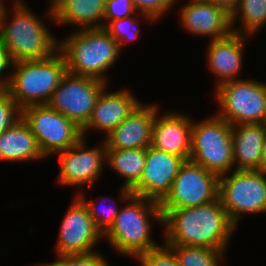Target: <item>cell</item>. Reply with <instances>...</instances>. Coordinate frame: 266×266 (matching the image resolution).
Instances as JSON below:
<instances>
[{"label":"cell","mask_w":266,"mask_h":266,"mask_svg":"<svg viewBox=\"0 0 266 266\" xmlns=\"http://www.w3.org/2000/svg\"><path fill=\"white\" fill-rule=\"evenodd\" d=\"M156 113L151 146L188 161L191 150L193 119L180 113ZM159 115V116H158Z\"/></svg>","instance_id":"obj_17"},{"label":"cell","mask_w":266,"mask_h":266,"mask_svg":"<svg viewBox=\"0 0 266 266\" xmlns=\"http://www.w3.org/2000/svg\"><path fill=\"white\" fill-rule=\"evenodd\" d=\"M105 4L106 0H60L48 7L45 17L61 25H78V29L103 28Z\"/></svg>","instance_id":"obj_21"},{"label":"cell","mask_w":266,"mask_h":266,"mask_svg":"<svg viewBox=\"0 0 266 266\" xmlns=\"http://www.w3.org/2000/svg\"><path fill=\"white\" fill-rule=\"evenodd\" d=\"M60 0H50V8L54 7Z\"/></svg>","instance_id":"obj_37"},{"label":"cell","mask_w":266,"mask_h":266,"mask_svg":"<svg viewBox=\"0 0 266 266\" xmlns=\"http://www.w3.org/2000/svg\"><path fill=\"white\" fill-rule=\"evenodd\" d=\"M13 64L7 50L0 41V91H7L10 83V77H2L5 70H9ZM4 78V79H3Z\"/></svg>","instance_id":"obj_33"},{"label":"cell","mask_w":266,"mask_h":266,"mask_svg":"<svg viewBox=\"0 0 266 266\" xmlns=\"http://www.w3.org/2000/svg\"><path fill=\"white\" fill-rule=\"evenodd\" d=\"M107 85L95 78L66 72L48 105L82 129L88 123L96 101Z\"/></svg>","instance_id":"obj_10"},{"label":"cell","mask_w":266,"mask_h":266,"mask_svg":"<svg viewBox=\"0 0 266 266\" xmlns=\"http://www.w3.org/2000/svg\"><path fill=\"white\" fill-rule=\"evenodd\" d=\"M85 137L59 153L58 182L67 186H90L102 175L106 160V146L86 148ZM88 149V150H87ZM104 163V164H103Z\"/></svg>","instance_id":"obj_13"},{"label":"cell","mask_w":266,"mask_h":266,"mask_svg":"<svg viewBox=\"0 0 266 266\" xmlns=\"http://www.w3.org/2000/svg\"><path fill=\"white\" fill-rule=\"evenodd\" d=\"M146 149H106V165L125 179L123 186L131 189L141 178Z\"/></svg>","instance_id":"obj_23"},{"label":"cell","mask_w":266,"mask_h":266,"mask_svg":"<svg viewBox=\"0 0 266 266\" xmlns=\"http://www.w3.org/2000/svg\"><path fill=\"white\" fill-rule=\"evenodd\" d=\"M239 19L240 26L234 30V23ZM243 24V25H241ZM266 24V0H240L231 13L232 32L250 36ZM244 28V29H243Z\"/></svg>","instance_id":"obj_24"},{"label":"cell","mask_w":266,"mask_h":266,"mask_svg":"<svg viewBox=\"0 0 266 266\" xmlns=\"http://www.w3.org/2000/svg\"><path fill=\"white\" fill-rule=\"evenodd\" d=\"M216 5L224 7L230 14L237 7L240 0H208Z\"/></svg>","instance_id":"obj_34"},{"label":"cell","mask_w":266,"mask_h":266,"mask_svg":"<svg viewBox=\"0 0 266 266\" xmlns=\"http://www.w3.org/2000/svg\"><path fill=\"white\" fill-rule=\"evenodd\" d=\"M60 225L55 252L59 256L93 253L103 235L92 221L88 208L76 195Z\"/></svg>","instance_id":"obj_12"},{"label":"cell","mask_w":266,"mask_h":266,"mask_svg":"<svg viewBox=\"0 0 266 266\" xmlns=\"http://www.w3.org/2000/svg\"><path fill=\"white\" fill-rule=\"evenodd\" d=\"M120 190L119 200L127 201L128 204L125 203L120 209L113 225L103 237L118 253L137 259L158 246L151 238V219L162 223L160 203L132 195L131 190L124 186Z\"/></svg>","instance_id":"obj_2"},{"label":"cell","mask_w":266,"mask_h":266,"mask_svg":"<svg viewBox=\"0 0 266 266\" xmlns=\"http://www.w3.org/2000/svg\"><path fill=\"white\" fill-rule=\"evenodd\" d=\"M265 139L266 123L232 125L234 170H259Z\"/></svg>","instance_id":"obj_20"},{"label":"cell","mask_w":266,"mask_h":266,"mask_svg":"<svg viewBox=\"0 0 266 266\" xmlns=\"http://www.w3.org/2000/svg\"><path fill=\"white\" fill-rule=\"evenodd\" d=\"M22 118L35 135L45 157L75 145L82 129L48 104L31 105L22 109Z\"/></svg>","instance_id":"obj_9"},{"label":"cell","mask_w":266,"mask_h":266,"mask_svg":"<svg viewBox=\"0 0 266 266\" xmlns=\"http://www.w3.org/2000/svg\"><path fill=\"white\" fill-rule=\"evenodd\" d=\"M219 198L236 225L242 214L266 212V174L258 170H233L219 179Z\"/></svg>","instance_id":"obj_8"},{"label":"cell","mask_w":266,"mask_h":266,"mask_svg":"<svg viewBox=\"0 0 266 266\" xmlns=\"http://www.w3.org/2000/svg\"><path fill=\"white\" fill-rule=\"evenodd\" d=\"M136 260L141 266H180L173 249L165 243L141 254Z\"/></svg>","instance_id":"obj_28"},{"label":"cell","mask_w":266,"mask_h":266,"mask_svg":"<svg viewBox=\"0 0 266 266\" xmlns=\"http://www.w3.org/2000/svg\"><path fill=\"white\" fill-rule=\"evenodd\" d=\"M180 266H221L225 251L187 245H169Z\"/></svg>","instance_id":"obj_25"},{"label":"cell","mask_w":266,"mask_h":266,"mask_svg":"<svg viewBox=\"0 0 266 266\" xmlns=\"http://www.w3.org/2000/svg\"><path fill=\"white\" fill-rule=\"evenodd\" d=\"M52 263L37 264L38 266H110L107 259L98 251L86 254L57 255Z\"/></svg>","instance_id":"obj_29"},{"label":"cell","mask_w":266,"mask_h":266,"mask_svg":"<svg viewBox=\"0 0 266 266\" xmlns=\"http://www.w3.org/2000/svg\"><path fill=\"white\" fill-rule=\"evenodd\" d=\"M134 13L137 12L132 0H106L104 26L108 21L127 18L134 15Z\"/></svg>","instance_id":"obj_32"},{"label":"cell","mask_w":266,"mask_h":266,"mask_svg":"<svg viewBox=\"0 0 266 266\" xmlns=\"http://www.w3.org/2000/svg\"><path fill=\"white\" fill-rule=\"evenodd\" d=\"M247 39L245 35L232 32L225 38L210 40L206 57L210 71L219 80L215 89L226 82L239 80L237 76L241 72Z\"/></svg>","instance_id":"obj_19"},{"label":"cell","mask_w":266,"mask_h":266,"mask_svg":"<svg viewBox=\"0 0 266 266\" xmlns=\"http://www.w3.org/2000/svg\"><path fill=\"white\" fill-rule=\"evenodd\" d=\"M258 171H261L264 174H266V139L264 142V146H263V150H262V157H261V161H260V167H259Z\"/></svg>","instance_id":"obj_35"},{"label":"cell","mask_w":266,"mask_h":266,"mask_svg":"<svg viewBox=\"0 0 266 266\" xmlns=\"http://www.w3.org/2000/svg\"><path fill=\"white\" fill-rule=\"evenodd\" d=\"M185 161L178 156L146 148L145 166L140 180L130 189L132 195L161 203L169 194L180 166Z\"/></svg>","instance_id":"obj_14"},{"label":"cell","mask_w":266,"mask_h":266,"mask_svg":"<svg viewBox=\"0 0 266 266\" xmlns=\"http://www.w3.org/2000/svg\"><path fill=\"white\" fill-rule=\"evenodd\" d=\"M138 18L136 15H132L127 18L112 20L103 27L117 41L121 51L124 44L137 39L140 32Z\"/></svg>","instance_id":"obj_26"},{"label":"cell","mask_w":266,"mask_h":266,"mask_svg":"<svg viewBox=\"0 0 266 266\" xmlns=\"http://www.w3.org/2000/svg\"><path fill=\"white\" fill-rule=\"evenodd\" d=\"M217 115L229 124L266 123V83L245 79L216 88Z\"/></svg>","instance_id":"obj_7"},{"label":"cell","mask_w":266,"mask_h":266,"mask_svg":"<svg viewBox=\"0 0 266 266\" xmlns=\"http://www.w3.org/2000/svg\"><path fill=\"white\" fill-rule=\"evenodd\" d=\"M77 196L83 201L85 206L88 208L89 214L91 216L92 221L95 223L96 228L100 231L102 235H104L110 227L113 225L116 215L119 213L120 209L112 208V207H103L101 211L98 210V206H96L97 202H94L92 199L90 201L86 200L85 195L81 193H77ZM104 201V200H103ZM107 202V201H105ZM102 202H100L101 204ZM114 206L117 205L114 203ZM107 206V205H106Z\"/></svg>","instance_id":"obj_27"},{"label":"cell","mask_w":266,"mask_h":266,"mask_svg":"<svg viewBox=\"0 0 266 266\" xmlns=\"http://www.w3.org/2000/svg\"><path fill=\"white\" fill-rule=\"evenodd\" d=\"M43 158L46 157L23 118L0 134V161L21 163Z\"/></svg>","instance_id":"obj_22"},{"label":"cell","mask_w":266,"mask_h":266,"mask_svg":"<svg viewBox=\"0 0 266 266\" xmlns=\"http://www.w3.org/2000/svg\"><path fill=\"white\" fill-rule=\"evenodd\" d=\"M219 179L216 174L190 160L179 168L171 190L160 203L161 210L201 206L219 198Z\"/></svg>","instance_id":"obj_11"},{"label":"cell","mask_w":266,"mask_h":266,"mask_svg":"<svg viewBox=\"0 0 266 266\" xmlns=\"http://www.w3.org/2000/svg\"><path fill=\"white\" fill-rule=\"evenodd\" d=\"M189 160L219 177L229 175L234 170L232 125L218 115L193 123Z\"/></svg>","instance_id":"obj_6"},{"label":"cell","mask_w":266,"mask_h":266,"mask_svg":"<svg viewBox=\"0 0 266 266\" xmlns=\"http://www.w3.org/2000/svg\"><path fill=\"white\" fill-rule=\"evenodd\" d=\"M7 93L21 109L48 104L54 90L67 72L63 54L58 50L40 60L15 61Z\"/></svg>","instance_id":"obj_5"},{"label":"cell","mask_w":266,"mask_h":266,"mask_svg":"<svg viewBox=\"0 0 266 266\" xmlns=\"http://www.w3.org/2000/svg\"><path fill=\"white\" fill-rule=\"evenodd\" d=\"M13 3L10 22L7 7L0 27V41L11 60L15 62L51 57L58 51L57 37L52 35L44 21L28 9L22 0H15Z\"/></svg>","instance_id":"obj_3"},{"label":"cell","mask_w":266,"mask_h":266,"mask_svg":"<svg viewBox=\"0 0 266 266\" xmlns=\"http://www.w3.org/2000/svg\"><path fill=\"white\" fill-rule=\"evenodd\" d=\"M69 35L58 47L67 72L107 83V70L123 52L117 41L103 28L77 29Z\"/></svg>","instance_id":"obj_4"},{"label":"cell","mask_w":266,"mask_h":266,"mask_svg":"<svg viewBox=\"0 0 266 266\" xmlns=\"http://www.w3.org/2000/svg\"><path fill=\"white\" fill-rule=\"evenodd\" d=\"M181 9L179 22L192 35L217 40L232 33L231 14L224 7L208 0H190Z\"/></svg>","instance_id":"obj_15"},{"label":"cell","mask_w":266,"mask_h":266,"mask_svg":"<svg viewBox=\"0 0 266 266\" xmlns=\"http://www.w3.org/2000/svg\"><path fill=\"white\" fill-rule=\"evenodd\" d=\"M20 118H22V109L6 91H0V134Z\"/></svg>","instance_id":"obj_31"},{"label":"cell","mask_w":266,"mask_h":266,"mask_svg":"<svg viewBox=\"0 0 266 266\" xmlns=\"http://www.w3.org/2000/svg\"><path fill=\"white\" fill-rule=\"evenodd\" d=\"M158 105L140 103L134 111L107 136L106 149H146L151 145Z\"/></svg>","instance_id":"obj_16"},{"label":"cell","mask_w":266,"mask_h":266,"mask_svg":"<svg viewBox=\"0 0 266 266\" xmlns=\"http://www.w3.org/2000/svg\"><path fill=\"white\" fill-rule=\"evenodd\" d=\"M106 88L97 99L88 123L82 128L83 137L93 128L107 136L140 104L130 90L108 92Z\"/></svg>","instance_id":"obj_18"},{"label":"cell","mask_w":266,"mask_h":266,"mask_svg":"<svg viewBox=\"0 0 266 266\" xmlns=\"http://www.w3.org/2000/svg\"><path fill=\"white\" fill-rule=\"evenodd\" d=\"M167 245H187L226 251L237 227L220 198L205 205L161 210Z\"/></svg>","instance_id":"obj_1"},{"label":"cell","mask_w":266,"mask_h":266,"mask_svg":"<svg viewBox=\"0 0 266 266\" xmlns=\"http://www.w3.org/2000/svg\"><path fill=\"white\" fill-rule=\"evenodd\" d=\"M177 0H132L137 12L143 15L146 21L157 22L161 16L175 5Z\"/></svg>","instance_id":"obj_30"},{"label":"cell","mask_w":266,"mask_h":266,"mask_svg":"<svg viewBox=\"0 0 266 266\" xmlns=\"http://www.w3.org/2000/svg\"><path fill=\"white\" fill-rule=\"evenodd\" d=\"M6 8H7V6L4 5L2 0H0V27L2 24L3 14H4V11L6 10Z\"/></svg>","instance_id":"obj_36"}]
</instances>
